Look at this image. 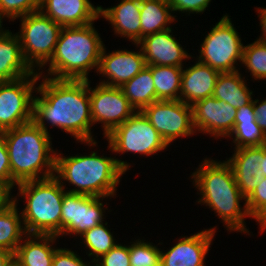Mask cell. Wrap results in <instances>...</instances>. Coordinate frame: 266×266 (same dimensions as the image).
<instances>
[{
	"instance_id": "8fae6325",
	"label": "cell",
	"mask_w": 266,
	"mask_h": 266,
	"mask_svg": "<svg viewBox=\"0 0 266 266\" xmlns=\"http://www.w3.org/2000/svg\"><path fill=\"white\" fill-rule=\"evenodd\" d=\"M108 197H94L82 194L66 193L62 200L61 233L58 235H83L87 230L105 222L103 200Z\"/></svg>"
},
{
	"instance_id": "836d02e7",
	"label": "cell",
	"mask_w": 266,
	"mask_h": 266,
	"mask_svg": "<svg viewBox=\"0 0 266 266\" xmlns=\"http://www.w3.org/2000/svg\"><path fill=\"white\" fill-rule=\"evenodd\" d=\"M40 0H0V19L15 21L22 16L39 11Z\"/></svg>"
},
{
	"instance_id": "8992f818",
	"label": "cell",
	"mask_w": 266,
	"mask_h": 266,
	"mask_svg": "<svg viewBox=\"0 0 266 266\" xmlns=\"http://www.w3.org/2000/svg\"><path fill=\"white\" fill-rule=\"evenodd\" d=\"M14 202L21 197L25 206L21 217L27 234L55 235L61 233L62 200L67 191L55 176L19 183Z\"/></svg>"
},
{
	"instance_id": "4dcf8cb0",
	"label": "cell",
	"mask_w": 266,
	"mask_h": 266,
	"mask_svg": "<svg viewBox=\"0 0 266 266\" xmlns=\"http://www.w3.org/2000/svg\"><path fill=\"white\" fill-rule=\"evenodd\" d=\"M241 65L254 80H266V44L256 40L244 45Z\"/></svg>"
},
{
	"instance_id": "83f0119b",
	"label": "cell",
	"mask_w": 266,
	"mask_h": 266,
	"mask_svg": "<svg viewBox=\"0 0 266 266\" xmlns=\"http://www.w3.org/2000/svg\"><path fill=\"white\" fill-rule=\"evenodd\" d=\"M121 89L130 105L136 111L156 102V91L151 73V65L143 68L135 77L126 82Z\"/></svg>"
},
{
	"instance_id": "7a4b0ae2",
	"label": "cell",
	"mask_w": 266,
	"mask_h": 266,
	"mask_svg": "<svg viewBox=\"0 0 266 266\" xmlns=\"http://www.w3.org/2000/svg\"><path fill=\"white\" fill-rule=\"evenodd\" d=\"M191 180L197 194L198 204H205L222 221L228 232L248 234L246 217L251 218L246 206V198L240 192L233 170L227 161L221 162L211 158H203ZM243 207L241 206V202Z\"/></svg>"
},
{
	"instance_id": "d4e9b609",
	"label": "cell",
	"mask_w": 266,
	"mask_h": 266,
	"mask_svg": "<svg viewBox=\"0 0 266 266\" xmlns=\"http://www.w3.org/2000/svg\"><path fill=\"white\" fill-rule=\"evenodd\" d=\"M239 71L220 73L212 95L236 109L250 104L254 95L248 87L247 80Z\"/></svg>"
},
{
	"instance_id": "4316f807",
	"label": "cell",
	"mask_w": 266,
	"mask_h": 266,
	"mask_svg": "<svg viewBox=\"0 0 266 266\" xmlns=\"http://www.w3.org/2000/svg\"><path fill=\"white\" fill-rule=\"evenodd\" d=\"M18 202L11 199L6 205L0 208V249L15 254L18 245L27 235Z\"/></svg>"
},
{
	"instance_id": "603a6c76",
	"label": "cell",
	"mask_w": 266,
	"mask_h": 266,
	"mask_svg": "<svg viewBox=\"0 0 266 266\" xmlns=\"http://www.w3.org/2000/svg\"><path fill=\"white\" fill-rule=\"evenodd\" d=\"M59 237L55 235L27 234L14 254L21 266H52L54 246Z\"/></svg>"
},
{
	"instance_id": "ab89813d",
	"label": "cell",
	"mask_w": 266,
	"mask_h": 266,
	"mask_svg": "<svg viewBox=\"0 0 266 266\" xmlns=\"http://www.w3.org/2000/svg\"><path fill=\"white\" fill-rule=\"evenodd\" d=\"M256 12L258 13L257 17L259 18V25L261 26L260 28L262 32L259 38L255 40L266 44V8L256 7Z\"/></svg>"
},
{
	"instance_id": "ba28073f",
	"label": "cell",
	"mask_w": 266,
	"mask_h": 266,
	"mask_svg": "<svg viewBox=\"0 0 266 266\" xmlns=\"http://www.w3.org/2000/svg\"><path fill=\"white\" fill-rule=\"evenodd\" d=\"M227 13L206 34L195 60L218 70L220 73L235 72L243 55L242 39ZM236 64V66H235Z\"/></svg>"
},
{
	"instance_id": "52a82bcc",
	"label": "cell",
	"mask_w": 266,
	"mask_h": 266,
	"mask_svg": "<svg viewBox=\"0 0 266 266\" xmlns=\"http://www.w3.org/2000/svg\"><path fill=\"white\" fill-rule=\"evenodd\" d=\"M19 36L23 58L30 68L43 74L52 58L62 26L40 11L22 16ZM42 70V71H41Z\"/></svg>"
},
{
	"instance_id": "1f68e13d",
	"label": "cell",
	"mask_w": 266,
	"mask_h": 266,
	"mask_svg": "<svg viewBox=\"0 0 266 266\" xmlns=\"http://www.w3.org/2000/svg\"><path fill=\"white\" fill-rule=\"evenodd\" d=\"M144 239H136L129 244L131 266H158L161 261V248Z\"/></svg>"
},
{
	"instance_id": "b9f144b4",
	"label": "cell",
	"mask_w": 266,
	"mask_h": 266,
	"mask_svg": "<svg viewBox=\"0 0 266 266\" xmlns=\"http://www.w3.org/2000/svg\"><path fill=\"white\" fill-rule=\"evenodd\" d=\"M13 258L14 254L12 252L0 249V266H7Z\"/></svg>"
},
{
	"instance_id": "9c48e42d",
	"label": "cell",
	"mask_w": 266,
	"mask_h": 266,
	"mask_svg": "<svg viewBox=\"0 0 266 266\" xmlns=\"http://www.w3.org/2000/svg\"><path fill=\"white\" fill-rule=\"evenodd\" d=\"M105 139L111 153H139L152 156L169 147L142 111H136L129 119L115 127Z\"/></svg>"
},
{
	"instance_id": "ee69618b",
	"label": "cell",
	"mask_w": 266,
	"mask_h": 266,
	"mask_svg": "<svg viewBox=\"0 0 266 266\" xmlns=\"http://www.w3.org/2000/svg\"><path fill=\"white\" fill-rule=\"evenodd\" d=\"M7 266H21L16 260L15 258H13Z\"/></svg>"
},
{
	"instance_id": "ac0fdd59",
	"label": "cell",
	"mask_w": 266,
	"mask_h": 266,
	"mask_svg": "<svg viewBox=\"0 0 266 266\" xmlns=\"http://www.w3.org/2000/svg\"><path fill=\"white\" fill-rule=\"evenodd\" d=\"M39 11L62 27L84 26L100 18V6L90 0H40Z\"/></svg>"
},
{
	"instance_id": "f1b7e54d",
	"label": "cell",
	"mask_w": 266,
	"mask_h": 266,
	"mask_svg": "<svg viewBox=\"0 0 266 266\" xmlns=\"http://www.w3.org/2000/svg\"><path fill=\"white\" fill-rule=\"evenodd\" d=\"M183 68L178 66L151 65L156 101L180 100Z\"/></svg>"
},
{
	"instance_id": "d6a6232c",
	"label": "cell",
	"mask_w": 266,
	"mask_h": 266,
	"mask_svg": "<svg viewBox=\"0 0 266 266\" xmlns=\"http://www.w3.org/2000/svg\"><path fill=\"white\" fill-rule=\"evenodd\" d=\"M249 215L260 226V232L266 230V177H264L254 192L246 199Z\"/></svg>"
},
{
	"instance_id": "cb8c5ba5",
	"label": "cell",
	"mask_w": 266,
	"mask_h": 266,
	"mask_svg": "<svg viewBox=\"0 0 266 266\" xmlns=\"http://www.w3.org/2000/svg\"><path fill=\"white\" fill-rule=\"evenodd\" d=\"M228 137L233 140L235 149L266 145V137L258 125L253 101L237 109L234 128Z\"/></svg>"
},
{
	"instance_id": "277c9868",
	"label": "cell",
	"mask_w": 266,
	"mask_h": 266,
	"mask_svg": "<svg viewBox=\"0 0 266 266\" xmlns=\"http://www.w3.org/2000/svg\"><path fill=\"white\" fill-rule=\"evenodd\" d=\"M12 179L17 183L55 175L56 149L51 135L33 120L3 131Z\"/></svg>"
},
{
	"instance_id": "6da1fadb",
	"label": "cell",
	"mask_w": 266,
	"mask_h": 266,
	"mask_svg": "<svg viewBox=\"0 0 266 266\" xmlns=\"http://www.w3.org/2000/svg\"><path fill=\"white\" fill-rule=\"evenodd\" d=\"M39 79L42 83L37 86L33 99V121L47 133L51 125L70 134L78 143L90 148L98 145L91 132L89 80L46 76Z\"/></svg>"
},
{
	"instance_id": "8d00e7d4",
	"label": "cell",
	"mask_w": 266,
	"mask_h": 266,
	"mask_svg": "<svg viewBox=\"0 0 266 266\" xmlns=\"http://www.w3.org/2000/svg\"><path fill=\"white\" fill-rule=\"evenodd\" d=\"M52 266H94V262L83 260L77 254V251L74 252L72 249L58 247L54 253Z\"/></svg>"
},
{
	"instance_id": "5bb4252c",
	"label": "cell",
	"mask_w": 266,
	"mask_h": 266,
	"mask_svg": "<svg viewBox=\"0 0 266 266\" xmlns=\"http://www.w3.org/2000/svg\"><path fill=\"white\" fill-rule=\"evenodd\" d=\"M236 112V108L213 96L196 101L192 105L194 129L196 133L216 139L228 138L234 128Z\"/></svg>"
},
{
	"instance_id": "2e32d148",
	"label": "cell",
	"mask_w": 266,
	"mask_h": 266,
	"mask_svg": "<svg viewBox=\"0 0 266 266\" xmlns=\"http://www.w3.org/2000/svg\"><path fill=\"white\" fill-rule=\"evenodd\" d=\"M216 232V227L213 226L190 236L180 237L168 251L160 250V264L162 266H205V259Z\"/></svg>"
},
{
	"instance_id": "7402d4cb",
	"label": "cell",
	"mask_w": 266,
	"mask_h": 266,
	"mask_svg": "<svg viewBox=\"0 0 266 266\" xmlns=\"http://www.w3.org/2000/svg\"><path fill=\"white\" fill-rule=\"evenodd\" d=\"M33 72L23 58L19 36L3 27L0 31V81L17 80Z\"/></svg>"
},
{
	"instance_id": "f6af8a7d",
	"label": "cell",
	"mask_w": 266,
	"mask_h": 266,
	"mask_svg": "<svg viewBox=\"0 0 266 266\" xmlns=\"http://www.w3.org/2000/svg\"><path fill=\"white\" fill-rule=\"evenodd\" d=\"M3 21L0 19V31L3 29Z\"/></svg>"
},
{
	"instance_id": "484cf974",
	"label": "cell",
	"mask_w": 266,
	"mask_h": 266,
	"mask_svg": "<svg viewBox=\"0 0 266 266\" xmlns=\"http://www.w3.org/2000/svg\"><path fill=\"white\" fill-rule=\"evenodd\" d=\"M173 10L166 0H141L140 21L141 39L172 28V23L178 21ZM171 26H170V25Z\"/></svg>"
},
{
	"instance_id": "74e56055",
	"label": "cell",
	"mask_w": 266,
	"mask_h": 266,
	"mask_svg": "<svg viewBox=\"0 0 266 266\" xmlns=\"http://www.w3.org/2000/svg\"><path fill=\"white\" fill-rule=\"evenodd\" d=\"M212 0H168V4L175 12L190 14H202L209 7Z\"/></svg>"
},
{
	"instance_id": "5b68a950",
	"label": "cell",
	"mask_w": 266,
	"mask_h": 266,
	"mask_svg": "<svg viewBox=\"0 0 266 266\" xmlns=\"http://www.w3.org/2000/svg\"><path fill=\"white\" fill-rule=\"evenodd\" d=\"M93 23L84 26L62 27L54 54L45 70L38 74L53 79L89 80L97 72L104 43Z\"/></svg>"
},
{
	"instance_id": "d590c367",
	"label": "cell",
	"mask_w": 266,
	"mask_h": 266,
	"mask_svg": "<svg viewBox=\"0 0 266 266\" xmlns=\"http://www.w3.org/2000/svg\"><path fill=\"white\" fill-rule=\"evenodd\" d=\"M0 183L10 191L15 189L17 183L12 179L10 160L6 148L3 131H0Z\"/></svg>"
},
{
	"instance_id": "3957f363",
	"label": "cell",
	"mask_w": 266,
	"mask_h": 266,
	"mask_svg": "<svg viewBox=\"0 0 266 266\" xmlns=\"http://www.w3.org/2000/svg\"><path fill=\"white\" fill-rule=\"evenodd\" d=\"M59 152H56L54 176L68 193L114 198L120 179L132 166L116 156H101L97 151L75 156H63ZM66 182L75 188L68 190Z\"/></svg>"
},
{
	"instance_id": "f35d334b",
	"label": "cell",
	"mask_w": 266,
	"mask_h": 266,
	"mask_svg": "<svg viewBox=\"0 0 266 266\" xmlns=\"http://www.w3.org/2000/svg\"><path fill=\"white\" fill-rule=\"evenodd\" d=\"M253 106L258 125L260 126L266 137V99L263 98V100L259 101V99L257 98L253 100Z\"/></svg>"
},
{
	"instance_id": "e575fe53",
	"label": "cell",
	"mask_w": 266,
	"mask_h": 266,
	"mask_svg": "<svg viewBox=\"0 0 266 266\" xmlns=\"http://www.w3.org/2000/svg\"><path fill=\"white\" fill-rule=\"evenodd\" d=\"M94 266H131L129 245L117 243L107 254L97 259Z\"/></svg>"
},
{
	"instance_id": "e0dca14e",
	"label": "cell",
	"mask_w": 266,
	"mask_h": 266,
	"mask_svg": "<svg viewBox=\"0 0 266 266\" xmlns=\"http://www.w3.org/2000/svg\"><path fill=\"white\" fill-rule=\"evenodd\" d=\"M172 31L173 29L169 28L147 35L137 43L142 50L146 65L184 67L183 62L193 58L178 42Z\"/></svg>"
},
{
	"instance_id": "ffe728a7",
	"label": "cell",
	"mask_w": 266,
	"mask_h": 266,
	"mask_svg": "<svg viewBox=\"0 0 266 266\" xmlns=\"http://www.w3.org/2000/svg\"><path fill=\"white\" fill-rule=\"evenodd\" d=\"M140 8L141 0H121L113 7L100 5V17L111 24L114 35L137 44L141 40Z\"/></svg>"
},
{
	"instance_id": "7c38bea8",
	"label": "cell",
	"mask_w": 266,
	"mask_h": 266,
	"mask_svg": "<svg viewBox=\"0 0 266 266\" xmlns=\"http://www.w3.org/2000/svg\"><path fill=\"white\" fill-rule=\"evenodd\" d=\"M165 142L197 134L193 126L192 106L181 100L156 101L142 110Z\"/></svg>"
},
{
	"instance_id": "44dd1931",
	"label": "cell",
	"mask_w": 266,
	"mask_h": 266,
	"mask_svg": "<svg viewBox=\"0 0 266 266\" xmlns=\"http://www.w3.org/2000/svg\"><path fill=\"white\" fill-rule=\"evenodd\" d=\"M185 67L181 75L180 100L193 105L196 101L211 97L220 72L199 61Z\"/></svg>"
},
{
	"instance_id": "f546056e",
	"label": "cell",
	"mask_w": 266,
	"mask_h": 266,
	"mask_svg": "<svg viewBox=\"0 0 266 266\" xmlns=\"http://www.w3.org/2000/svg\"><path fill=\"white\" fill-rule=\"evenodd\" d=\"M107 225L108 222L105 221L80 236L79 240H82L80 243H83L85 248L87 247L85 250L87 251L88 249L86 255L90 257L92 262L107 254L118 242L113 236V232L111 233V229L109 231Z\"/></svg>"
},
{
	"instance_id": "60d3db41",
	"label": "cell",
	"mask_w": 266,
	"mask_h": 266,
	"mask_svg": "<svg viewBox=\"0 0 266 266\" xmlns=\"http://www.w3.org/2000/svg\"><path fill=\"white\" fill-rule=\"evenodd\" d=\"M12 199V192L0 183V208Z\"/></svg>"
},
{
	"instance_id": "7bdbcfd3",
	"label": "cell",
	"mask_w": 266,
	"mask_h": 266,
	"mask_svg": "<svg viewBox=\"0 0 266 266\" xmlns=\"http://www.w3.org/2000/svg\"><path fill=\"white\" fill-rule=\"evenodd\" d=\"M261 171L263 172V176L266 177V145L261 146V163H260Z\"/></svg>"
},
{
	"instance_id": "d6986e66",
	"label": "cell",
	"mask_w": 266,
	"mask_h": 266,
	"mask_svg": "<svg viewBox=\"0 0 266 266\" xmlns=\"http://www.w3.org/2000/svg\"><path fill=\"white\" fill-rule=\"evenodd\" d=\"M233 152L226 161L233 170L240 192L247 199L264 178L260 168L261 146L238 148Z\"/></svg>"
},
{
	"instance_id": "30bf717a",
	"label": "cell",
	"mask_w": 266,
	"mask_h": 266,
	"mask_svg": "<svg viewBox=\"0 0 266 266\" xmlns=\"http://www.w3.org/2000/svg\"><path fill=\"white\" fill-rule=\"evenodd\" d=\"M40 81L38 72L17 80L0 81V131L33 120V99Z\"/></svg>"
},
{
	"instance_id": "4fadbf2b",
	"label": "cell",
	"mask_w": 266,
	"mask_h": 266,
	"mask_svg": "<svg viewBox=\"0 0 266 266\" xmlns=\"http://www.w3.org/2000/svg\"><path fill=\"white\" fill-rule=\"evenodd\" d=\"M89 97L91 119L94 124H102L103 136H107L115 127L129 119L136 110L130 105L121 87L96 84L90 86Z\"/></svg>"
},
{
	"instance_id": "9a60e30c",
	"label": "cell",
	"mask_w": 266,
	"mask_h": 266,
	"mask_svg": "<svg viewBox=\"0 0 266 266\" xmlns=\"http://www.w3.org/2000/svg\"><path fill=\"white\" fill-rule=\"evenodd\" d=\"M134 46L139 48L137 52L117 49L107 53L104 45L96 73L106 79L100 80V84L121 87L147 66L140 46Z\"/></svg>"
}]
</instances>
